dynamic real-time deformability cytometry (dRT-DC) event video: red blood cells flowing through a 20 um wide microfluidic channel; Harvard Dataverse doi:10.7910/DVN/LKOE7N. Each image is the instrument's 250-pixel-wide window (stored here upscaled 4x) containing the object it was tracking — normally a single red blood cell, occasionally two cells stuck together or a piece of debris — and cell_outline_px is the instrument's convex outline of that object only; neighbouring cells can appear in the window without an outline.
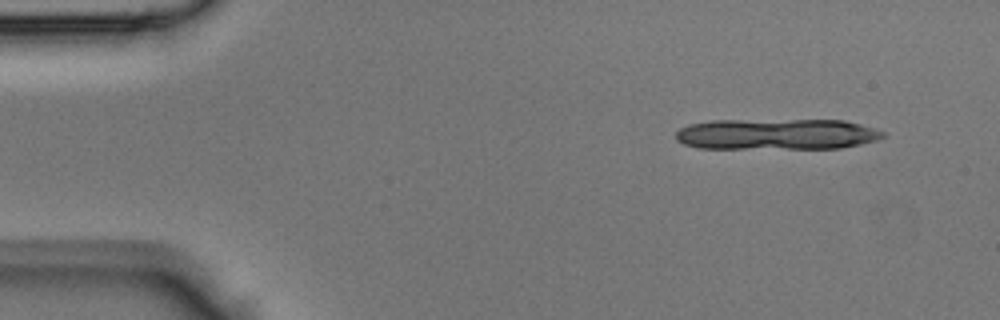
{"species": "Egyptian fruit bat (a non-hibernating species)", "species_latin": "Rousettus aegyptiacus", "temperature_condition": "room temperature", "stored_images_in_passage": 9, "camera_frame_rate_fps": 3000, "um_per_image_px": 0.085, "animal": {"sex": "male"}, "frame": {"image": 1, "passage_image": 3, "time_ms": 0.667, "image_size_px": [1000, 320], "cell_outline_px": [[888, 136], [876, 140], [860, 144], [840, 148], [700, 148], [684, 144], [676, 140], [676, 132], [680, 128], [688, 124], [712, 120], [844, 120], [860, 124], [884, 132]], "centroid_in_image_um": [66.01, 11.4], "position_along_channel_um": 19.0, "area_um2": 37.45}}